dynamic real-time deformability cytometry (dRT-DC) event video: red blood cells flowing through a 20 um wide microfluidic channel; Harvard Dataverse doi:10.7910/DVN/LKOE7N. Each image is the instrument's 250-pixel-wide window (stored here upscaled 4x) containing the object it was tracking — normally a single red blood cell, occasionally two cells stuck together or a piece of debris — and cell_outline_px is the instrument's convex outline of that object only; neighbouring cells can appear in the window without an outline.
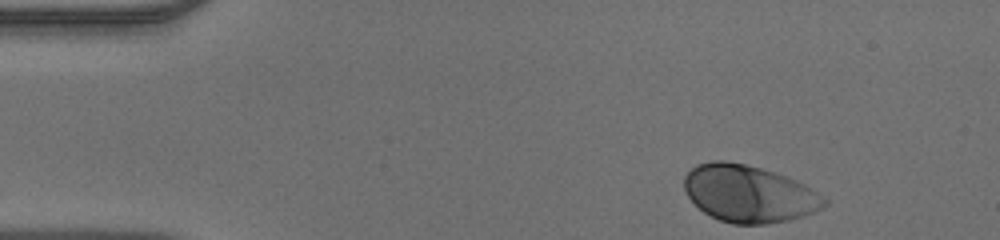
{"species": "human", "species_latin": "Homo sapiens", "temperature_condition": "warm", "stored_images_in_passage": 37, "camera_frame_rate_fps": 3000, "um_per_image_px": 0.085, "donor": {"sex": "male"}, "frame": {"image": 1, "passage_image": 1, "time_ms": 0.0, "image_size_px": [1000, 240], "cell_outline_px": [[828, 204], [812, 212], [788, 220], [768, 224], [732, 224], [720, 220], [704, 212], [688, 196], [684, 188], [684, 176], [696, 164], [712, 160], [724, 160], [744, 164], [760, 168], [788, 176], [812, 188], [824, 196], [828, 200]], "centroid_in_image_um": [63.66, 16.45], "position_along_channel_um": 21.3, "area_um2": 46.53}}
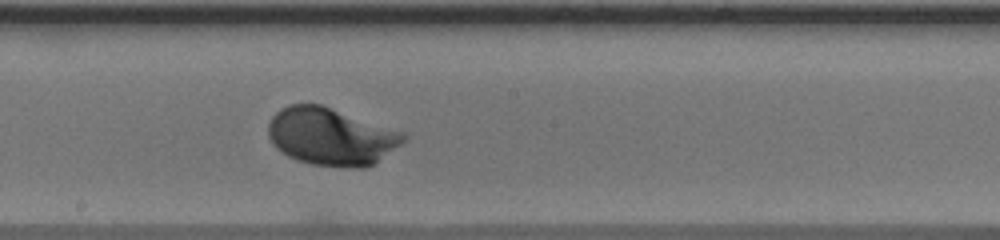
{"frame": {"image": 2, "passage_image": 22, "time_ms": 7.0, "image_size_px": [1000, 240], "cell_outline_px": [[408, 136], [400, 144], [372, 164], [364, 168], [344, 168], [312, 164], [288, 156], [276, 148], [272, 144], [268, 136], [268, 124], [272, 116], [280, 108], [288, 104], [320, 104], [404, 132]], "centroid_in_image_um": [28.1, 11.6], "position_along_channel_um": 220.1, "area_um2": 45.08}}
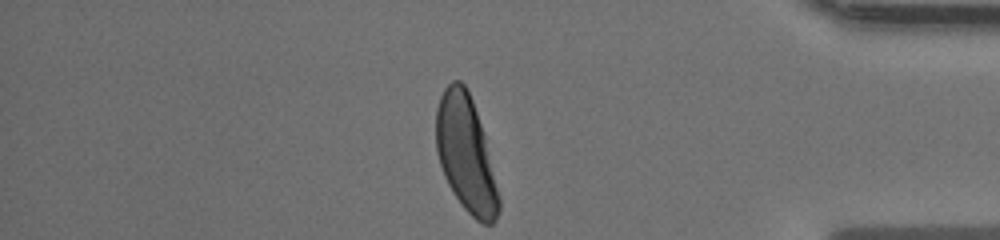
{"frame": {"image": 3, "passage_image": 37, "time_ms": 12.0, "image_size_px": [1000, 240], "cell_outline_px": [[500, 208], [496, 220], [492, 224], [484, 224], [476, 220], [464, 208], [452, 192], [444, 176], [436, 152], [436, 108], [440, 96], [444, 88], [452, 80], [460, 80], [464, 84], [472, 100], [484, 136], [500, 196]], "centroid_in_image_um": [39.59, 13.1], "position_along_channel_um": 395.6, "area_um2": 42.19}}